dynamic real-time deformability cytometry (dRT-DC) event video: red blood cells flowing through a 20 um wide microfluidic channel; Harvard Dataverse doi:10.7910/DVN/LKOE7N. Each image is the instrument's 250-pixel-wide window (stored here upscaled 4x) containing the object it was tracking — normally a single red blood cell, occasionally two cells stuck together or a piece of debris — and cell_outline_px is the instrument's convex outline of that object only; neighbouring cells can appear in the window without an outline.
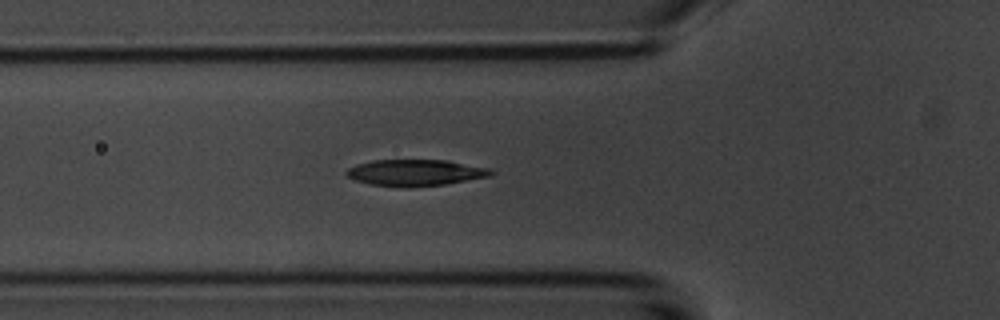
{"species": "common noctule bat (a hibernating species)", "species_latin": "Nyctalus noctula", "temperature_condition": "room temperature", "stored_images_in_passage": 46, "segment_of_instrument_passage": [1, 2], "camera_frame_rate_fps": 3000, "um_per_image_px": 0.085, "animal": {"sex": "male", "body_mass_g": 20.1, "forearm_length_mm": 53.5}, "frame": {"image": 1, "passage_image": 10, "time_ms": 3.0, "image_size_px": [1000, 320], "cell_outline_px": [[496, 172], [488, 176], [444, 184], [368, 184], [356, 180], [348, 176], [344, 172], [348, 168], [356, 164], [372, 160], [448, 160], [488, 168]], "centroid_in_image_um": [35.3, 14.62], "position_along_channel_um": 90.5, "area_um2": 21.1}}
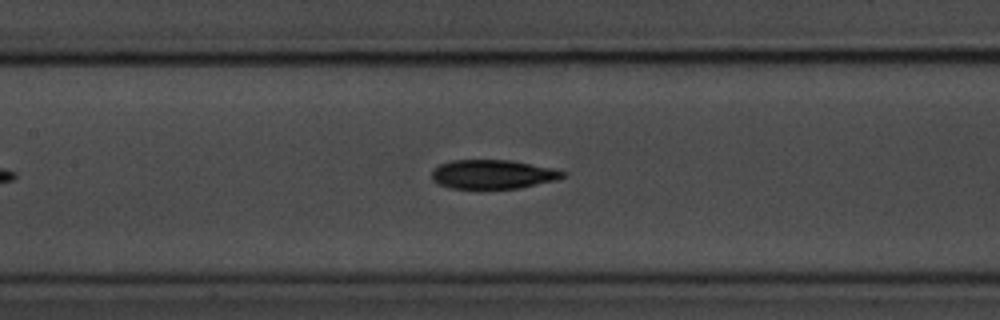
{"frame": {"image": 2, "passage_image": 16, "time_ms": 5.0, "image_size_px": [1000, 320], "cell_outline_px": [[568, 176], [556, 180], [520, 188], [476, 192], [448, 188], [436, 184], [432, 180], [432, 172], [440, 164], [452, 160], [508, 160], [552, 168], [568, 172]], "centroid_in_image_um": [41.86, 14.88], "position_along_channel_um": 165.5, "area_um2": 23.24}}
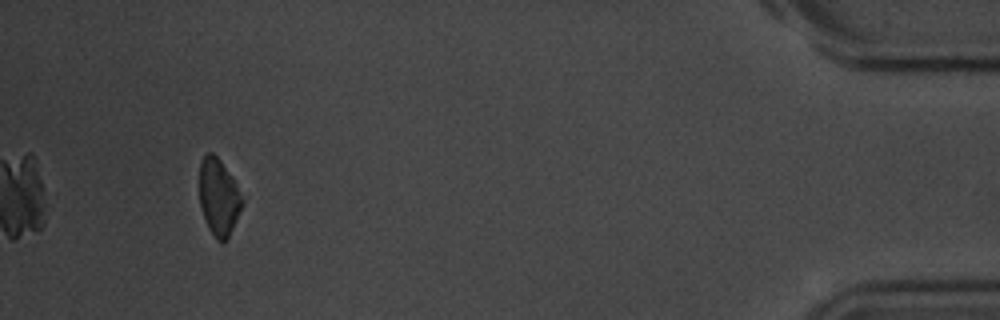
{"frame": {"image": 3, "passage_image": 42, "time_ms": 13.667, "image_size_px": [1000, 320], "cell_outline_px": [[248, 196], [228, 240], [220, 244], [216, 240], [208, 228], [200, 204], [200, 160], [208, 152], [212, 152], [220, 160]], "centroid_in_image_um": [18.68, 16.78], "position_along_channel_um": 416.5, "area_um2": 20.06}}